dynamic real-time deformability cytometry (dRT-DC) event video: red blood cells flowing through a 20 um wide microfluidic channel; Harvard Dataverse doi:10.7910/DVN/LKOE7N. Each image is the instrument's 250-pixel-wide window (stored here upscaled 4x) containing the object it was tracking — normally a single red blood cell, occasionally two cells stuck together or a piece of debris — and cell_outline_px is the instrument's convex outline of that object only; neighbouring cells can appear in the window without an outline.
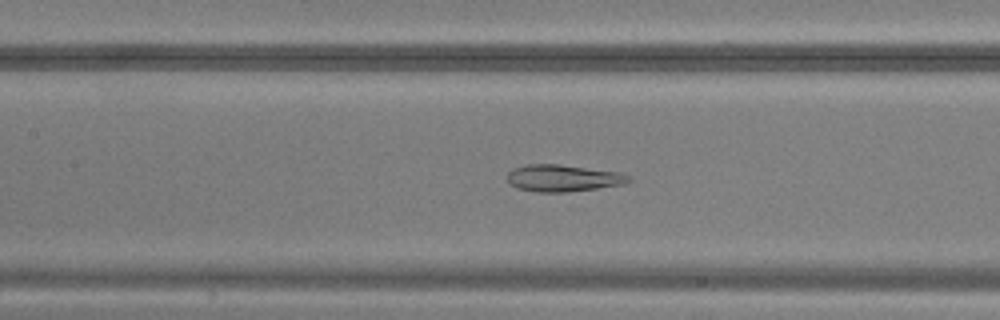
{"species": "common noctule bat (a hibernating species)", "species_latin": "Nyctalus noctula", "temperature_condition": "warm", "stored_images_in_passage": 49, "camera_frame_rate_fps": 3000, "um_per_image_px": 0.085, "animal": {"sex": "male", "body_mass_g": 20.5, "forearm_length_mm": 52.5}, "frame": {"image": 1, "passage_image": 23, "time_ms": 7.333, "image_size_px": [1000, 320], "cell_outline_px": [[632, 180], [624, 184], [568, 192], [536, 192], [516, 188], [508, 184], [508, 172], [512, 168], [528, 164], [560, 164], [620, 172], [628, 176]], "centroid_in_image_um": [47.82, 15.14], "position_along_channel_um": 159.6, "area_um2": 19.13}}
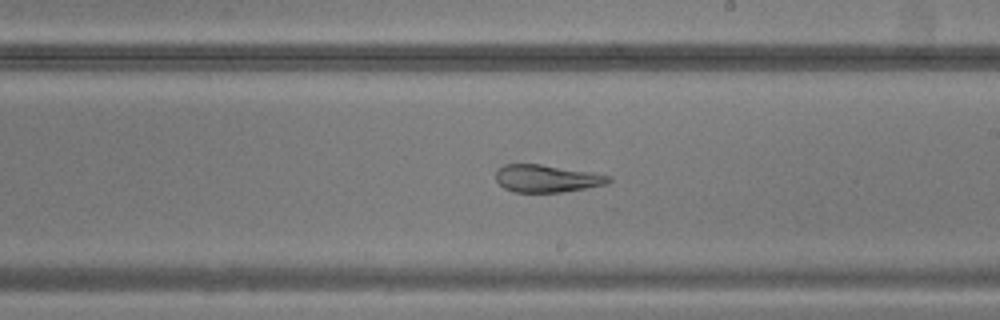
{"frame": {"image": 2, "passage_image": 29, "time_ms": 9.333, "image_size_px": [1000, 320], "cell_outline_px": [[612, 180], [608, 184], [560, 192], [512, 192], [504, 188], [496, 180], [496, 172], [504, 164], [540, 164], [592, 172], [612, 176]], "centroid_in_image_um": [46.49, 15.17], "position_along_channel_um": 242.5, "area_um2": 18.03}}
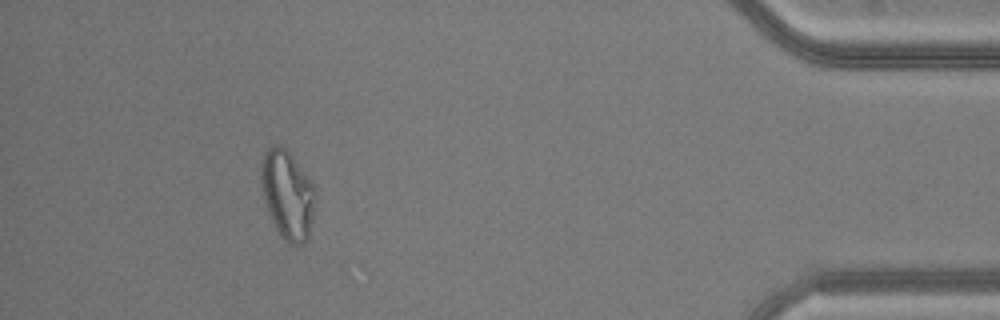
{"frame": {"image": 3, "passage_image": 45, "time_ms": 14.667, "image_size_px": [1000, 320], "cell_outline_px": [[316, 184], [312, 220], [308, 236], [304, 244], [288, 244], [280, 236], [268, 212], [264, 200], [260, 184], [260, 168], [264, 152], [268, 148], [276, 144], [280, 144], [288, 148]], "centroid_in_image_um": [24.44, 16.48], "position_along_channel_um": 410.8, "area_um2": 28.78}}